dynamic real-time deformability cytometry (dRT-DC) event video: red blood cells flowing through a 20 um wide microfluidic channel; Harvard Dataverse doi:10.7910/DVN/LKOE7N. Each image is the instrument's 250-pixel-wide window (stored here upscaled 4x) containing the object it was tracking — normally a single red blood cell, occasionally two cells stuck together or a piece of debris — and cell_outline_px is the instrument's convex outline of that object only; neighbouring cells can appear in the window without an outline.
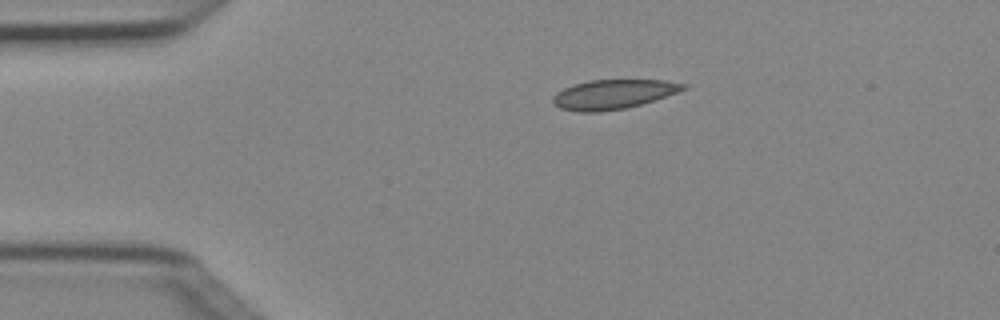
{"species": "Egyptian fruit bat (a non-hibernating species)", "species_latin": "Rousettus aegyptiacus", "temperature_condition": "cold", "stored_images_in_passage": 2, "camera_frame_rate_fps": 3000, "um_per_image_px": 0.085, "animal": {"sex": "female"}, "frame": {"image": 1, "passage_image": 1, "time_ms": 0.0, "image_size_px": [1000, 320], "cell_outline_px": [[688, 88], [640, 104], [624, 108], [600, 112], [576, 112], [560, 108], [552, 100], [552, 96], [556, 92], [572, 84], [588, 80], [664, 80], [688, 84]], "centroid_in_image_um": [52.08, 8.0], "position_along_channel_um": 32.9, "area_um2": 22.25}}